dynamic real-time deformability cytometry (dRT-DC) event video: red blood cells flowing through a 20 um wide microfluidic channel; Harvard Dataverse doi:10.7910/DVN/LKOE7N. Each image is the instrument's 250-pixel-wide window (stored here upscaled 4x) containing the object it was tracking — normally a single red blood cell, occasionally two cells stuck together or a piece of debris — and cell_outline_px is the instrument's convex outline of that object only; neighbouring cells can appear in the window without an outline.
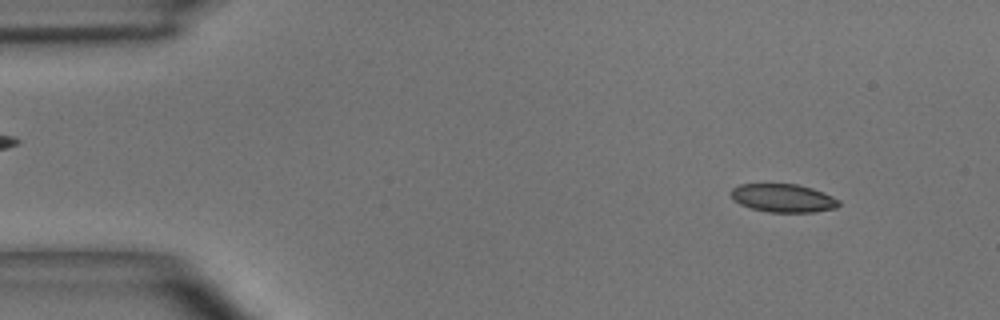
{"species": "common noctule bat (a hibernating species)", "species_latin": "Nyctalus noctula", "temperature_condition": "room temperature", "stored_images_in_passage": 14, "camera_frame_rate_fps": 3000, "um_per_image_px": 0.085, "animal": {"sex": "male", "body_mass_g": 15.6}, "frame": {"image": 1, "passage_image": 5, "time_ms": 1.333, "image_size_px": [1000, 320], "cell_outline_px": [[840, 204], [836, 208], [812, 212], [768, 212], [752, 208], [740, 204], [732, 196], [732, 188], [740, 184], [796, 184], [812, 188], [824, 192], [840, 200]], "centroid_in_image_um": [66.61, 16.83], "position_along_channel_um": 18.4, "area_um2": 17.63}}
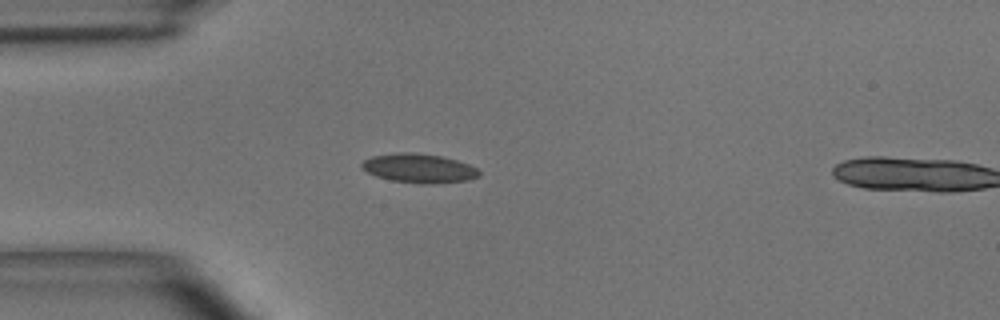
{"frame": {"image": 2, "passage_image": 13, "time_ms": 4.0, "image_size_px": [1000, 320], "cell_outline_px": [[480, 176], [468, 180], [436, 184], [420, 184], [392, 180], [376, 176], [360, 168], [360, 164], [364, 160], [372, 156], [396, 152], [416, 152], [440, 156], [456, 160], [468, 164], [476, 168], [480, 172]], "centroid_in_image_um": [35.6, 14.3], "position_along_channel_um": 49.4, "area_um2": 20.06}}